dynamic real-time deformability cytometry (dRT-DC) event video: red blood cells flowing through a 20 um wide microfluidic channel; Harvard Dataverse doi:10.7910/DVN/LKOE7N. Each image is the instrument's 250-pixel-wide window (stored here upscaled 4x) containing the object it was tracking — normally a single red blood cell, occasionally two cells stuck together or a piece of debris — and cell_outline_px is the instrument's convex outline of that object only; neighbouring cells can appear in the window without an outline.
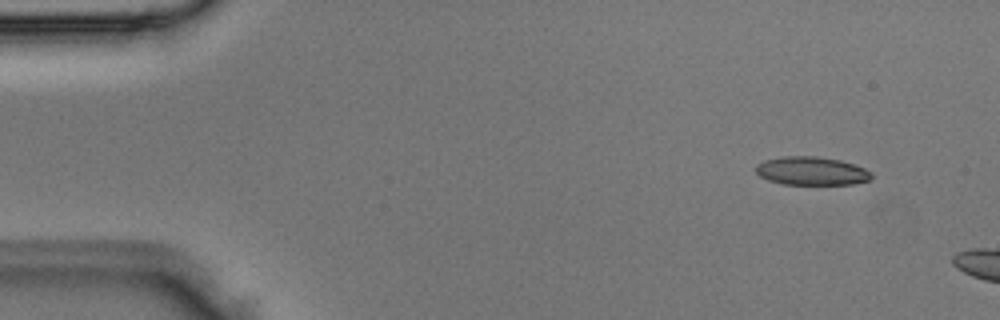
{"species": "Egyptian fruit bat (a non-hibernating species)", "species_latin": "Rousettus aegyptiacus", "temperature_condition": "room temperature", "stored_images_in_passage": 3, "camera_frame_rate_fps": 3000, "um_per_image_px": 0.085, "animal": {"sex": "male"}, "frame": {"image": 1, "passage_image": 1, "time_ms": 0.0, "image_size_px": [1000, 320], "cell_outline_px": [[872, 180], [852, 184], [784, 184], [768, 180], [760, 176], [756, 172], [756, 164], [764, 160], [780, 156], [816, 156], [840, 160], [864, 168], [872, 172]], "centroid_in_image_um": [68.98, 14.53], "position_along_channel_um": 16.0, "area_um2": 19.19}}